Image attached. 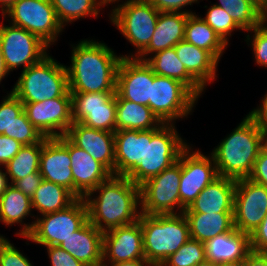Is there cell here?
I'll return each mask as SVG.
<instances>
[{
  "label": "cell",
  "instance_id": "cell-22",
  "mask_svg": "<svg viewBox=\"0 0 267 266\" xmlns=\"http://www.w3.org/2000/svg\"><path fill=\"white\" fill-rule=\"evenodd\" d=\"M236 181L219 176L200 192L183 213H233Z\"/></svg>",
  "mask_w": 267,
  "mask_h": 266
},
{
  "label": "cell",
  "instance_id": "cell-32",
  "mask_svg": "<svg viewBox=\"0 0 267 266\" xmlns=\"http://www.w3.org/2000/svg\"><path fill=\"white\" fill-rule=\"evenodd\" d=\"M184 40L209 51L218 61L227 48L221 37L195 13L188 14Z\"/></svg>",
  "mask_w": 267,
  "mask_h": 266
},
{
  "label": "cell",
  "instance_id": "cell-28",
  "mask_svg": "<svg viewBox=\"0 0 267 266\" xmlns=\"http://www.w3.org/2000/svg\"><path fill=\"white\" fill-rule=\"evenodd\" d=\"M158 76L169 77L183 83L197 98L204 91V87L186 70L184 64L171 47L156 52L145 61Z\"/></svg>",
  "mask_w": 267,
  "mask_h": 266
},
{
  "label": "cell",
  "instance_id": "cell-1",
  "mask_svg": "<svg viewBox=\"0 0 267 266\" xmlns=\"http://www.w3.org/2000/svg\"><path fill=\"white\" fill-rule=\"evenodd\" d=\"M99 193L92 198L93 194ZM88 220L103 233L139 220L140 186L128 177L111 175L85 197Z\"/></svg>",
  "mask_w": 267,
  "mask_h": 266
},
{
  "label": "cell",
  "instance_id": "cell-35",
  "mask_svg": "<svg viewBox=\"0 0 267 266\" xmlns=\"http://www.w3.org/2000/svg\"><path fill=\"white\" fill-rule=\"evenodd\" d=\"M42 152V142L31 145H23L18 154L6 165V173L10 178L11 185L29 174L39 172L40 155Z\"/></svg>",
  "mask_w": 267,
  "mask_h": 266
},
{
  "label": "cell",
  "instance_id": "cell-23",
  "mask_svg": "<svg viewBox=\"0 0 267 266\" xmlns=\"http://www.w3.org/2000/svg\"><path fill=\"white\" fill-rule=\"evenodd\" d=\"M59 247L86 266L102 265L103 232L87 220Z\"/></svg>",
  "mask_w": 267,
  "mask_h": 266
},
{
  "label": "cell",
  "instance_id": "cell-48",
  "mask_svg": "<svg viewBox=\"0 0 267 266\" xmlns=\"http://www.w3.org/2000/svg\"><path fill=\"white\" fill-rule=\"evenodd\" d=\"M159 12H186L192 14L190 11L181 10L187 5L198 2V0H148Z\"/></svg>",
  "mask_w": 267,
  "mask_h": 266
},
{
  "label": "cell",
  "instance_id": "cell-50",
  "mask_svg": "<svg viewBox=\"0 0 267 266\" xmlns=\"http://www.w3.org/2000/svg\"><path fill=\"white\" fill-rule=\"evenodd\" d=\"M245 266H267V253L251 251L245 259Z\"/></svg>",
  "mask_w": 267,
  "mask_h": 266
},
{
  "label": "cell",
  "instance_id": "cell-57",
  "mask_svg": "<svg viewBox=\"0 0 267 266\" xmlns=\"http://www.w3.org/2000/svg\"><path fill=\"white\" fill-rule=\"evenodd\" d=\"M255 1L263 10L267 7V0H253Z\"/></svg>",
  "mask_w": 267,
  "mask_h": 266
},
{
  "label": "cell",
  "instance_id": "cell-13",
  "mask_svg": "<svg viewBox=\"0 0 267 266\" xmlns=\"http://www.w3.org/2000/svg\"><path fill=\"white\" fill-rule=\"evenodd\" d=\"M219 177L214 159L201 154L199 149L193 152L188 145L181 152V179L179 187L180 211L188 208L200 192Z\"/></svg>",
  "mask_w": 267,
  "mask_h": 266
},
{
  "label": "cell",
  "instance_id": "cell-11",
  "mask_svg": "<svg viewBox=\"0 0 267 266\" xmlns=\"http://www.w3.org/2000/svg\"><path fill=\"white\" fill-rule=\"evenodd\" d=\"M198 98L180 81L154 73L151 111L163 122L173 123L192 112Z\"/></svg>",
  "mask_w": 267,
  "mask_h": 266
},
{
  "label": "cell",
  "instance_id": "cell-41",
  "mask_svg": "<svg viewBox=\"0 0 267 266\" xmlns=\"http://www.w3.org/2000/svg\"><path fill=\"white\" fill-rule=\"evenodd\" d=\"M267 23L262 22L255 28H253L252 31L254 35L252 36L253 39H251V44L255 56L256 63L259 66L267 67Z\"/></svg>",
  "mask_w": 267,
  "mask_h": 266
},
{
  "label": "cell",
  "instance_id": "cell-2",
  "mask_svg": "<svg viewBox=\"0 0 267 266\" xmlns=\"http://www.w3.org/2000/svg\"><path fill=\"white\" fill-rule=\"evenodd\" d=\"M72 49L71 65L66 66L69 91L116 93L122 56H117L105 43L87 39Z\"/></svg>",
  "mask_w": 267,
  "mask_h": 266
},
{
  "label": "cell",
  "instance_id": "cell-58",
  "mask_svg": "<svg viewBox=\"0 0 267 266\" xmlns=\"http://www.w3.org/2000/svg\"><path fill=\"white\" fill-rule=\"evenodd\" d=\"M264 145L267 148V131L264 133Z\"/></svg>",
  "mask_w": 267,
  "mask_h": 266
},
{
  "label": "cell",
  "instance_id": "cell-51",
  "mask_svg": "<svg viewBox=\"0 0 267 266\" xmlns=\"http://www.w3.org/2000/svg\"><path fill=\"white\" fill-rule=\"evenodd\" d=\"M111 266H154L146 259H138L112 264Z\"/></svg>",
  "mask_w": 267,
  "mask_h": 266
},
{
  "label": "cell",
  "instance_id": "cell-31",
  "mask_svg": "<svg viewBox=\"0 0 267 266\" xmlns=\"http://www.w3.org/2000/svg\"><path fill=\"white\" fill-rule=\"evenodd\" d=\"M192 239L205 242L234 228L233 213H183Z\"/></svg>",
  "mask_w": 267,
  "mask_h": 266
},
{
  "label": "cell",
  "instance_id": "cell-8",
  "mask_svg": "<svg viewBox=\"0 0 267 266\" xmlns=\"http://www.w3.org/2000/svg\"><path fill=\"white\" fill-rule=\"evenodd\" d=\"M181 153L178 160L140 185L141 213L177 214L180 210Z\"/></svg>",
  "mask_w": 267,
  "mask_h": 266
},
{
  "label": "cell",
  "instance_id": "cell-14",
  "mask_svg": "<svg viewBox=\"0 0 267 266\" xmlns=\"http://www.w3.org/2000/svg\"><path fill=\"white\" fill-rule=\"evenodd\" d=\"M73 122L94 129L116 131V93L70 92Z\"/></svg>",
  "mask_w": 267,
  "mask_h": 266
},
{
  "label": "cell",
  "instance_id": "cell-7",
  "mask_svg": "<svg viewBox=\"0 0 267 266\" xmlns=\"http://www.w3.org/2000/svg\"><path fill=\"white\" fill-rule=\"evenodd\" d=\"M117 6L109 16L111 22L137 50L135 56H121L135 58L149 45L160 12L148 0H127Z\"/></svg>",
  "mask_w": 267,
  "mask_h": 266
},
{
  "label": "cell",
  "instance_id": "cell-43",
  "mask_svg": "<svg viewBox=\"0 0 267 266\" xmlns=\"http://www.w3.org/2000/svg\"><path fill=\"white\" fill-rule=\"evenodd\" d=\"M51 266H86L59 246H46Z\"/></svg>",
  "mask_w": 267,
  "mask_h": 266
},
{
  "label": "cell",
  "instance_id": "cell-46",
  "mask_svg": "<svg viewBox=\"0 0 267 266\" xmlns=\"http://www.w3.org/2000/svg\"><path fill=\"white\" fill-rule=\"evenodd\" d=\"M251 251L267 253V214L260 225L250 235Z\"/></svg>",
  "mask_w": 267,
  "mask_h": 266
},
{
  "label": "cell",
  "instance_id": "cell-9",
  "mask_svg": "<svg viewBox=\"0 0 267 266\" xmlns=\"http://www.w3.org/2000/svg\"><path fill=\"white\" fill-rule=\"evenodd\" d=\"M88 220L84 198H78L64 210L37 217L32 232L25 239L43 246H59Z\"/></svg>",
  "mask_w": 267,
  "mask_h": 266
},
{
  "label": "cell",
  "instance_id": "cell-12",
  "mask_svg": "<svg viewBox=\"0 0 267 266\" xmlns=\"http://www.w3.org/2000/svg\"><path fill=\"white\" fill-rule=\"evenodd\" d=\"M0 48L8 71L23 70L41 61L49 46L36 35L15 26L0 25Z\"/></svg>",
  "mask_w": 267,
  "mask_h": 266
},
{
  "label": "cell",
  "instance_id": "cell-3",
  "mask_svg": "<svg viewBox=\"0 0 267 266\" xmlns=\"http://www.w3.org/2000/svg\"><path fill=\"white\" fill-rule=\"evenodd\" d=\"M264 146V132L250 114L246 115L211 153L218 175L235 180L248 178Z\"/></svg>",
  "mask_w": 267,
  "mask_h": 266
},
{
  "label": "cell",
  "instance_id": "cell-59",
  "mask_svg": "<svg viewBox=\"0 0 267 266\" xmlns=\"http://www.w3.org/2000/svg\"><path fill=\"white\" fill-rule=\"evenodd\" d=\"M116 1H120V0H104L105 4H109V3H115Z\"/></svg>",
  "mask_w": 267,
  "mask_h": 266
},
{
  "label": "cell",
  "instance_id": "cell-37",
  "mask_svg": "<svg viewBox=\"0 0 267 266\" xmlns=\"http://www.w3.org/2000/svg\"><path fill=\"white\" fill-rule=\"evenodd\" d=\"M206 260L204 243L190 238L161 266H197Z\"/></svg>",
  "mask_w": 267,
  "mask_h": 266
},
{
  "label": "cell",
  "instance_id": "cell-40",
  "mask_svg": "<svg viewBox=\"0 0 267 266\" xmlns=\"http://www.w3.org/2000/svg\"><path fill=\"white\" fill-rule=\"evenodd\" d=\"M23 111V103L11 91L0 104V134L10 137V125Z\"/></svg>",
  "mask_w": 267,
  "mask_h": 266
},
{
  "label": "cell",
  "instance_id": "cell-60",
  "mask_svg": "<svg viewBox=\"0 0 267 266\" xmlns=\"http://www.w3.org/2000/svg\"><path fill=\"white\" fill-rule=\"evenodd\" d=\"M264 22H267V7L264 10Z\"/></svg>",
  "mask_w": 267,
  "mask_h": 266
},
{
  "label": "cell",
  "instance_id": "cell-56",
  "mask_svg": "<svg viewBox=\"0 0 267 266\" xmlns=\"http://www.w3.org/2000/svg\"><path fill=\"white\" fill-rule=\"evenodd\" d=\"M197 266H218V264L209 260H204L200 262Z\"/></svg>",
  "mask_w": 267,
  "mask_h": 266
},
{
  "label": "cell",
  "instance_id": "cell-45",
  "mask_svg": "<svg viewBox=\"0 0 267 266\" xmlns=\"http://www.w3.org/2000/svg\"><path fill=\"white\" fill-rule=\"evenodd\" d=\"M21 145L17 140L0 134V166H4L19 152Z\"/></svg>",
  "mask_w": 267,
  "mask_h": 266
},
{
  "label": "cell",
  "instance_id": "cell-21",
  "mask_svg": "<svg viewBox=\"0 0 267 266\" xmlns=\"http://www.w3.org/2000/svg\"><path fill=\"white\" fill-rule=\"evenodd\" d=\"M69 155L72 162L73 194L77 198H84L112 175L103 164L70 140Z\"/></svg>",
  "mask_w": 267,
  "mask_h": 266
},
{
  "label": "cell",
  "instance_id": "cell-26",
  "mask_svg": "<svg viewBox=\"0 0 267 266\" xmlns=\"http://www.w3.org/2000/svg\"><path fill=\"white\" fill-rule=\"evenodd\" d=\"M146 130H119L114 132L115 175L128 177L144 156Z\"/></svg>",
  "mask_w": 267,
  "mask_h": 266
},
{
  "label": "cell",
  "instance_id": "cell-39",
  "mask_svg": "<svg viewBox=\"0 0 267 266\" xmlns=\"http://www.w3.org/2000/svg\"><path fill=\"white\" fill-rule=\"evenodd\" d=\"M10 137L17 140L21 145H31L43 142L44 137L28 120L24 110L15 118L10 125Z\"/></svg>",
  "mask_w": 267,
  "mask_h": 266
},
{
  "label": "cell",
  "instance_id": "cell-18",
  "mask_svg": "<svg viewBox=\"0 0 267 266\" xmlns=\"http://www.w3.org/2000/svg\"><path fill=\"white\" fill-rule=\"evenodd\" d=\"M138 259H145L143 233L139 221L103 233V266H107L108 262L112 265Z\"/></svg>",
  "mask_w": 267,
  "mask_h": 266
},
{
  "label": "cell",
  "instance_id": "cell-33",
  "mask_svg": "<svg viewBox=\"0 0 267 266\" xmlns=\"http://www.w3.org/2000/svg\"><path fill=\"white\" fill-rule=\"evenodd\" d=\"M77 199L67 188L43 179L31 197L32 210L37 209L41 215L54 213L66 209Z\"/></svg>",
  "mask_w": 267,
  "mask_h": 266
},
{
  "label": "cell",
  "instance_id": "cell-55",
  "mask_svg": "<svg viewBox=\"0 0 267 266\" xmlns=\"http://www.w3.org/2000/svg\"><path fill=\"white\" fill-rule=\"evenodd\" d=\"M218 266H245V260L224 262V263L218 264Z\"/></svg>",
  "mask_w": 267,
  "mask_h": 266
},
{
  "label": "cell",
  "instance_id": "cell-61",
  "mask_svg": "<svg viewBox=\"0 0 267 266\" xmlns=\"http://www.w3.org/2000/svg\"><path fill=\"white\" fill-rule=\"evenodd\" d=\"M5 238L3 236H0V243L4 240Z\"/></svg>",
  "mask_w": 267,
  "mask_h": 266
},
{
  "label": "cell",
  "instance_id": "cell-38",
  "mask_svg": "<svg viewBox=\"0 0 267 266\" xmlns=\"http://www.w3.org/2000/svg\"><path fill=\"white\" fill-rule=\"evenodd\" d=\"M228 45V36L235 29L242 30L222 7L213 4L202 18Z\"/></svg>",
  "mask_w": 267,
  "mask_h": 266
},
{
  "label": "cell",
  "instance_id": "cell-34",
  "mask_svg": "<svg viewBox=\"0 0 267 266\" xmlns=\"http://www.w3.org/2000/svg\"><path fill=\"white\" fill-rule=\"evenodd\" d=\"M243 30L250 31L264 21V10L253 0H219V4Z\"/></svg>",
  "mask_w": 267,
  "mask_h": 266
},
{
  "label": "cell",
  "instance_id": "cell-17",
  "mask_svg": "<svg viewBox=\"0 0 267 266\" xmlns=\"http://www.w3.org/2000/svg\"><path fill=\"white\" fill-rule=\"evenodd\" d=\"M154 72L145 62L136 58H122L117 70L116 92L125 100L151 109V85Z\"/></svg>",
  "mask_w": 267,
  "mask_h": 266
},
{
  "label": "cell",
  "instance_id": "cell-44",
  "mask_svg": "<svg viewBox=\"0 0 267 266\" xmlns=\"http://www.w3.org/2000/svg\"><path fill=\"white\" fill-rule=\"evenodd\" d=\"M248 179L267 187V148L265 146L260 150Z\"/></svg>",
  "mask_w": 267,
  "mask_h": 266
},
{
  "label": "cell",
  "instance_id": "cell-19",
  "mask_svg": "<svg viewBox=\"0 0 267 266\" xmlns=\"http://www.w3.org/2000/svg\"><path fill=\"white\" fill-rule=\"evenodd\" d=\"M69 155V139L46 138L42 142L39 172L44 180L61 185L73 193V175Z\"/></svg>",
  "mask_w": 267,
  "mask_h": 266
},
{
  "label": "cell",
  "instance_id": "cell-5",
  "mask_svg": "<svg viewBox=\"0 0 267 266\" xmlns=\"http://www.w3.org/2000/svg\"><path fill=\"white\" fill-rule=\"evenodd\" d=\"M11 92L22 103L71 96L66 66L47 55L38 63L22 70Z\"/></svg>",
  "mask_w": 267,
  "mask_h": 266
},
{
  "label": "cell",
  "instance_id": "cell-27",
  "mask_svg": "<svg viewBox=\"0 0 267 266\" xmlns=\"http://www.w3.org/2000/svg\"><path fill=\"white\" fill-rule=\"evenodd\" d=\"M179 60L186 70L205 88L216 79L219 61L209 52L185 40L174 46Z\"/></svg>",
  "mask_w": 267,
  "mask_h": 266
},
{
  "label": "cell",
  "instance_id": "cell-16",
  "mask_svg": "<svg viewBox=\"0 0 267 266\" xmlns=\"http://www.w3.org/2000/svg\"><path fill=\"white\" fill-rule=\"evenodd\" d=\"M23 110L31 124L46 138L64 136L73 123L71 96L23 103Z\"/></svg>",
  "mask_w": 267,
  "mask_h": 266
},
{
  "label": "cell",
  "instance_id": "cell-6",
  "mask_svg": "<svg viewBox=\"0 0 267 266\" xmlns=\"http://www.w3.org/2000/svg\"><path fill=\"white\" fill-rule=\"evenodd\" d=\"M187 146L174 123H164L160 128L146 130L144 156L128 178L140 186L174 164Z\"/></svg>",
  "mask_w": 267,
  "mask_h": 266
},
{
  "label": "cell",
  "instance_id": "cell-29",
  "mask_svg": "<svg viewBox=\"0 0 267 266\" xmlns=\"http://www.w3.org/2000/svg\"><path fill=\"white\" fill-rule=\"evenodd\" d=\"M116 100V131L150 130L164 124L148 106L125 100L117 92Z\"/></svg>",
  "mask_w": 267,
  "mask_h": 266
},
{
  "label": "cell",
  "instance_id": "cell-4",
  "mask_svg": "<svg viewBox=\"0 0 267 266\" xmlns=\"http://www.w3.org/2000/svg\"><path fill=\"white\" fill-rule=\"evenodd\" d=\"M145 259L161 266L190 238L189 225L183 213L140 214Z\"/></svg>",
  "mask_w": 267,
  "mask_h": 266
},
{
  "label": "cell",
  "instance_id": "cell-24",
  "mask_svg": "<svg viewBox=\"0 0 267 266\" xmlns=\"http://www.w3.org/2000/svg\"><path fill=\"white\" fill-rule=\"evenodd\" d=\"M187 18L186 12H160L149 45L135 58L146 61L149 54L174 47L184 40Z\"/></svg>",
  "mask_w": 267,
  "mask_h": 266
},
{
  "label": "cell",
  "instance_id": "cell-54",
  "mask_svg": "<svg viewBox=\"0 0 267 266\" xmlns=\"http://www.w3.org/2000/svg\"><path fill=\"white\" fill-rule=\"evenodd\" d=\"M17 0H0V8L2 9L3 16L8 12V10L13 6Z\"/></svg>",
  "mask_w": 267,
  "mask_h": 266
},
{
  "label": "cell",
  "instance_id": "cell-49",
  "mask_svg": "<svg viewBox=\"0 0 267 266\" xmlns=\"http://www.w3.org/2000/svg\"><path fill=\"white\" fill-rule=\"evenodd\" d=\"M249 114L254 118L259 128L265 133L267 131V94L262 99V104Z\"/></svg>",
  "mask_w": 267,
  "mask_h": 266
},
{
  "label": "cell",
  "instance_id": "cell-47",
  "mask_svg": "<svg viewBox=\"0 0 267 266\" xmlns=\"http://www.w3.org/2000/svg\"><path fill=\"white\" fill-rule=\"evenodd\" d=\"M42 180L43 177L41 176L40 172H35L20 180H17L13 186L20 190L24 195L31 198L39 188Z\"/></svg>",
  "mask_w": 267,
  "mask_h": 266
},
{
  "label": "cell",
  "instance_id": "cell-15",
  "mask_svg": "<svg viewBox=\"0 0 267 266\" xmlns=\"http://www.w3.org/2000/svg\"><path fill=\"white\" fill-rule=\"evenodd\" d=\"M267 214V187L238 179L234 195V227L251 235Z\"/></svg>",
  "mask_w": 267,
  "mask_h": 266
},
{
  "label": "cell",
  "instance_id": "cell-42",
  "mask_svg": "<svg viewBox=\"0 0 267 266\" xmlns=\"http://www.w3.org/2000/svg\"><path fill=\"white\" fill-rule=\"evenodd\" d=\"M0 266H33L10 241L4 239L0 243Z\"/></svg>",
  "mask_w": 267,
  "mask_h": 266
},
{
  "label": "cell",
  "instance_id": "cell-20",
  "mask_svg": "<svg viewBox=\"0 0 267 266\" xmlns=\"http://www.w3.org/2000/svg\"><path fill=\"white\" fill-rule=\"evenodd\" d=\"M65 136L115 175L114 132L89 128L80 122H73Z\"/></svg>",
  "mask_w": 267,
  "mask_h": 266
},
{
  "label": "cell",
  "instance_id": "cell-10",
  "mask_svg": "<svg viewBox=\"0 0 267 266\" xmlns=\"http://www.w3.org/2000/svg\"><path fill=\"white\" fill-rule=\"evenodd\" d=\"M10 24L21 27L39 37L49 47L63 30L51 0H17L4 17Z\"/></svg>",
  "mask_w": 267,
  "mask_h": 266
},
{
  "label": "cell",
  "instance_id": "cell-52",
  "mask_svg": "<svg viewBox=\"0 0 267 266\" xmlns=\"http://www.w3.org/2000/svg\"><path fill=\"white\" fill-rule=\"evenodd\" d=\"M9 185L10 183L8 182L7 173L3 172L0 167V197L6 191Z\"/></svg>",
  "mask_w": 267,
  "mask_h": 266
},
{
  "label": "cell",
  "instance_id": "cell-36",
  "mask_svg": "<svg viewBox=\"0 0 267 266\" xmlns=\"http://www.w3.org/2000/svg\"><path fill=\"white\" fill-rule=\"evenodd\" d=\"M59 22L64 27L80 18L97 17L104 0H51ZM99 7V8H98Z\"/></svg>",
  "mask_w": 267,
  "mask_h": 266
},
{
  "label": "cell",
  "instance_id": "cell-30",
  "mask_svg": "<svg viewBox=\"0 0 267 266\" xmlns=\"http://www.w3.org/2000/svg\"><path fill=\"white\" fill-rule=\"evenodd\" d=\"M31 198L24 195L13 185H9L0 197V221L7 226L21 223L20 237H27L33 230L35 222L23 225L22 221L26 216L31 215Z\"/></svg>",
  "mask_w": 267,
  "mask_h": 266
},
{
  "label": "cell",
  "instance_id": "cell-25",
  "mask_svg": "<svg viewBox=\"0 0 267 266\" xmlns=\"http://www.w3.org/2000/svg\"><path fill=\"white\" fill-rule=\"evenodd\" d=\"M206 260L220 264L245 260L251 252L250 235L235 227L204 242Z\"/></svg>",
  "mask_w": 267,
  "mask_h": 266
},
{
  "label": "cell",
  "instance_id": "cell-53",
  "mask_svg": "<svg viewBox=\"0 0 267 266\" xmlns=\"http://www.w3.org/2000/svg\"><path fill=\"white\" fill-rule=\"evenodd\" d=\"M9 74V71L6 67V64L4 62V58H3V54L1 52V48H0V82L2 81L3 78L6 77V75Z\"/></svg>",
  "mask_w": 267,
  "mask_h": 266
}]
</instances>
